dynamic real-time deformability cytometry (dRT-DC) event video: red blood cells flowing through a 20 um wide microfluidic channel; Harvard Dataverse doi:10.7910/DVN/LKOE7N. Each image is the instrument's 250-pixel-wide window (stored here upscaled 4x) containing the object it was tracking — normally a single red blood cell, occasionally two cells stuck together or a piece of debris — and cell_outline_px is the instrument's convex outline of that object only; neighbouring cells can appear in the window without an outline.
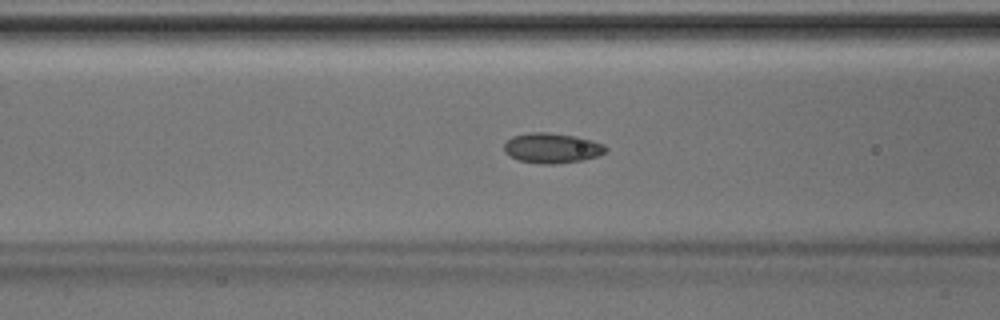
{"species": "Egyptian fruit bat (a non-hibernating species)", "species_latin": "Rousettus aegyptiacus", "temperature_condition": "room temperature", "stored_images_in_passage": 28, "camera_frame_rate_fps": 3000, "um_per_image_px": 0.085, "animal": {"sex": "male"}, "frame": {"image": 1, "passage_image": 6, "time_ms": 1.667, "image_size_px": [1000, 320], "cell_outline_px": [[608, 148], [600, 156], [580, 160], [552, 164], [540, 164], [520, 160], [504, 152], [504, 144], [512, 136], [532, 132], [548, 132], [576, 136], [592, 140], [604, 144]], "centroid_in_image_um": [46.94, 12.57], "position_along_channel_um": 119.7, "area_um2": 17.74}}
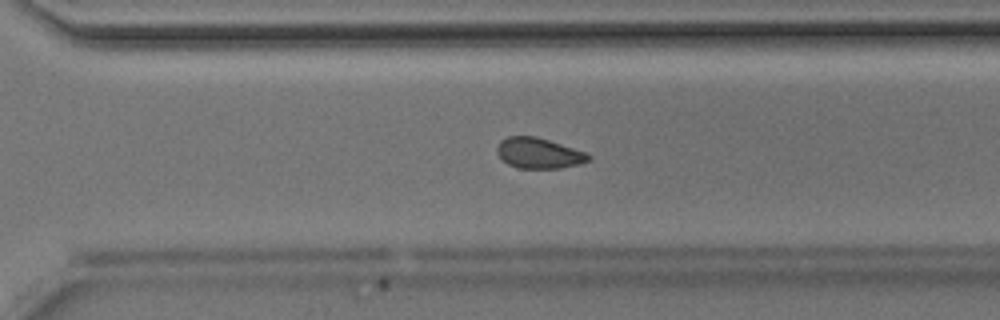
{"frame": {"image": 2, "passage_image": 20, "time_ms": 6.333, "image_size_px": [1000, 320], "cell_outline_px": [[592, 156], [588, 160], [580, 164], [560, 168], [520, 168], [508, 164], [496, 152], [496, 148], [500, 140], [508, 136], [536, 136], [584, 152]], "centroid_in_image_um": [45.76, 13.01], "position_along_channel_um": 324.8, "area_um2": 16.07}}
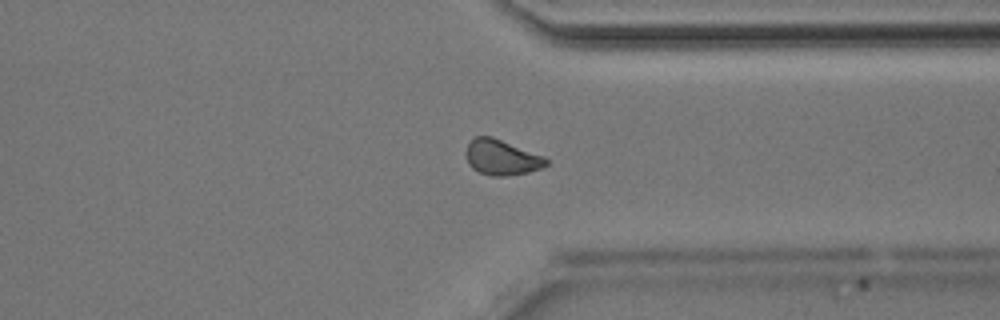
{"frame": {"image": 3, "passage_image": 23, "time_ms": 7.333, "image_size_px": [1000, 320], "cell_outline_px": [[548, 164], [540, 168], [528, 172], [504, 176], [492, 176], [480, 172], [472, 168], [468, 164], [464, 152], [468, 144], [476, 136], [492, 136], [544, 156], [548, 160]], "centroid_in_image_um": [42.61, 13.37], "position_along_channel_um": 368.8, "area_um2": 16.53}}